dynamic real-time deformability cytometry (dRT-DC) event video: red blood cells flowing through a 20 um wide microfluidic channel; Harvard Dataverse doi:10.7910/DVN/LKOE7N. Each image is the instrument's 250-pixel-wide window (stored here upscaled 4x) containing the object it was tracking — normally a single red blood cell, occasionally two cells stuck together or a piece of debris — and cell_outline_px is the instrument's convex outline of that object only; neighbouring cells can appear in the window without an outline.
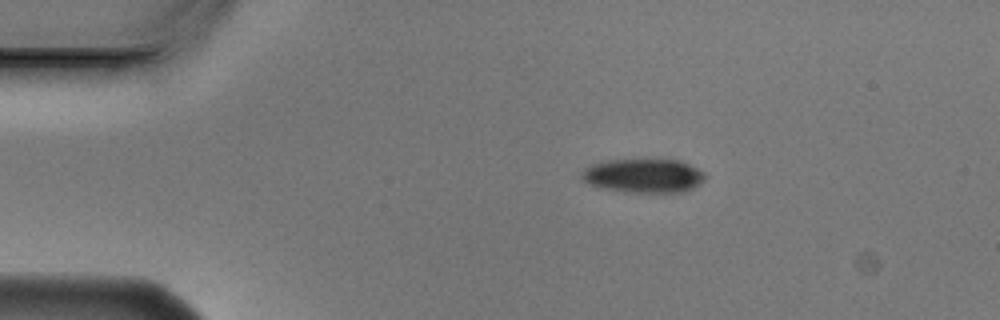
{"species": "Egyptian fruit bat (a non-hibernating species)", "species_latin": "Rousettus aegyptiacus", "temperature_condition": "cold", "stored_images_in_passage": 5, "camera_frame_rate_fps": 3000, "um_per_image_px": 0.085, "animal": {"sex": "male"}, "frame": {"image": 1, "passage_image": 2, "time_ms": 0.333, "image_size_px": [1000, 320], "cell_outline_px": [[708, 176], [700, 184], [692, 188], [680, 192], [624, 192], [600, 188], [588, 184], [580, 180], [580, 172], [584, 168], [592, 164], [604, 160], [680, 160], [704, 172]], "centroid_in_image_um": [54.65, 14.94], "position_along_channel_um": 30.4, "area_um2": 24.68}}
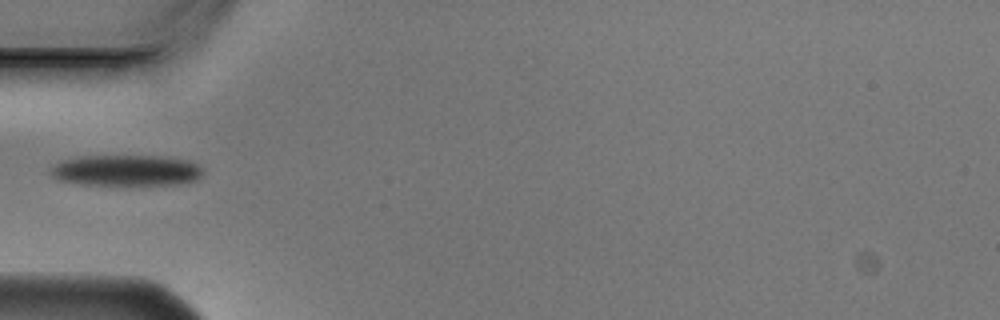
{"frame": {"image": 2, "passage_image": 4, "time_ms": 1.0, "image_size_px": [1000, 320], "cell_outline_px": [[204, 172], [196, 180], [180, 184], [140, 188], [80, 184], [60, 180], [52, 176], [48, 172], [60, 160], [76, 156], [168, 156], [188, 160], [204, 168]], "centroid_in_image_um": [10.77, 14.53], "position_along_channel_um": 74.2, "area_um2": 29.07}}
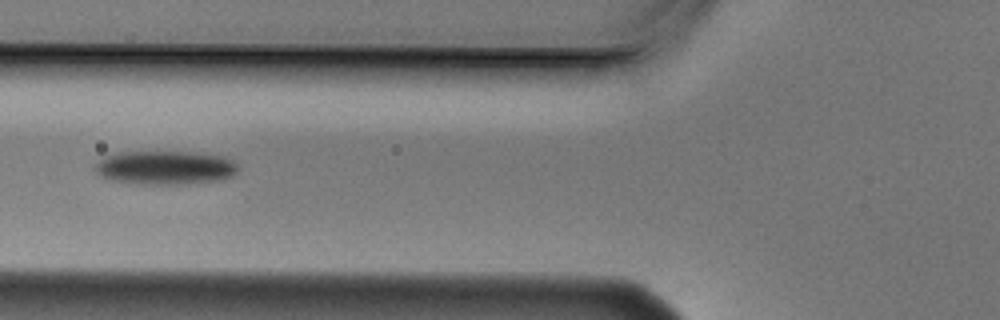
{"frame": {"image": 3, "passage_image": 5, "time_ms": 1.333, "image_size_px": [1000, 320], "cell_outline_px": [[240, 168], [232, 176], [224, 180], [188, 184], [136, 184], [112, 180], [96, 172], [92, 168], [104, 156], [116, 152], [196, 152], [224, 156], [232, 160]], "centroid_in_image_um": [14.08, 14.25], "position_along_channel_um": 111.7, "area_um2": 28.5}}